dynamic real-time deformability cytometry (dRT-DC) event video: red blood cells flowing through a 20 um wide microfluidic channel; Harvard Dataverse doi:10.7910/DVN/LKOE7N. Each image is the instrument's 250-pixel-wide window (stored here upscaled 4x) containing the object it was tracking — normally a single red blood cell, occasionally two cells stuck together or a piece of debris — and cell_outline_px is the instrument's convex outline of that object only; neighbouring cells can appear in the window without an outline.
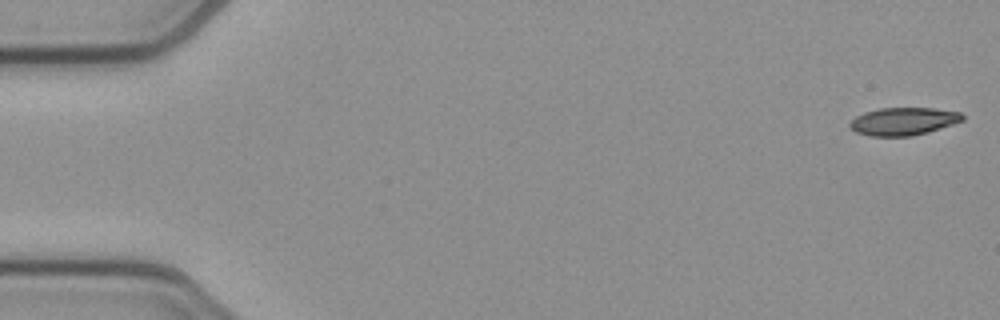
{"species": "common noctule bat (a hibernating species)", "species_latin": "Nyctalus noctula", "temperature_condition": "cold", "stored_images_in_passage": 52, "camera_frame_rate_fps": 3000, "um_per_image_px": 0.085, "animal": {"sex": "female", "body_mass_g": 21.9}, "frame": {"image": 1, "passage_image": 1, "time_ms": 0.0, "image_size_px": [1000, 320], "cell_outline_px": [[964, 120], [928, 132], [912, 136], [868, 136], [856, 132], [848, 124], [856, 116], [864, 112], [880, 108], [932, 108], [960, 112], [964, 116]], "centroid_in_image_um": [76.78, 10.31], "position_along_channel_um": 8.2, "area_um2": 18.15}}
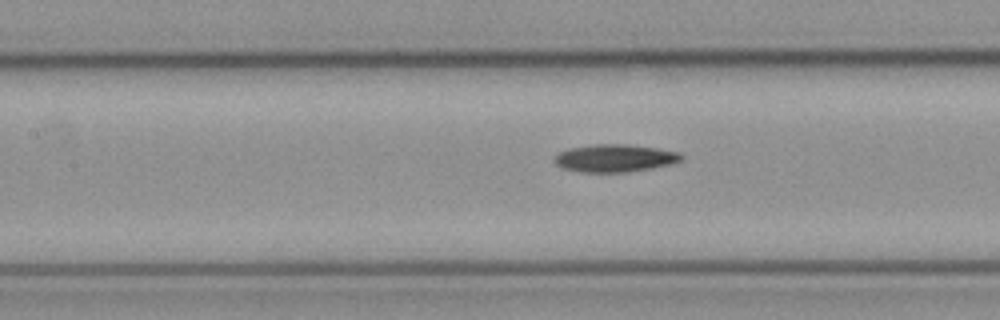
{"frame": {"image": 2, "passage_image": 23, "time_ms": 7.333, "image_size_px": [1000, 320], "cell_outline_px": [[684, 156], [680, 160], [672, 164], [652, 168], [628, 172], [580, 172], [560, 168], [552, 160], [560, 152], [568, 148], [592, 144], [628, 144], [656, 148], [680, 152]], "centroid_in_image_um": [52.24, 13.44], "position_along_channel_um": 155.2, "area_um2": 20.63}}
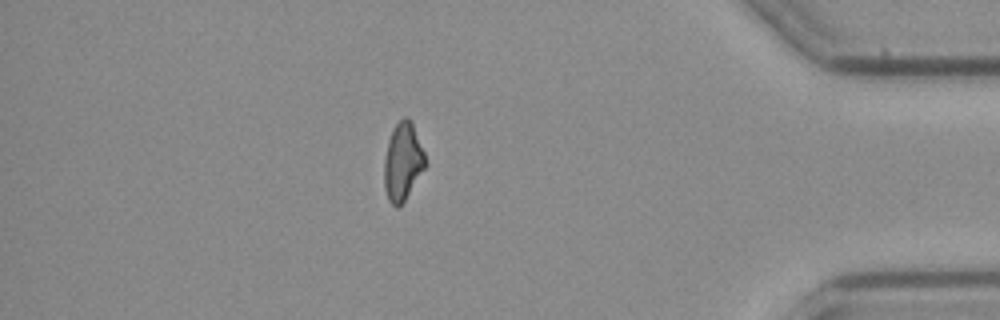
{"frame": {"image": 3, "passage_image": 45, "time_ms": 14.667, "image_size_px": [1000, 320], "cell_outline_px": [[428, 164], [404, 200], [396, 208], [388, 200], [384, 188], [384, 160], [388, 140], [396, 124], [404, 116], [408, 116], [412, 124], [424, 152]], "centroid_in_image_um": [34.23, 13.75], "position_along_channel_um": 401.0, "area_um2": 18.5}, "authors_computed_cell_mechanics": {"area_um2": 19.5942, "velocity_mm_per_s": 3.9161, "shape_relaxation_time_tau1_ms": 5.1834, "shape_relaxation_time_tau2_ms": null, "deformation_change_tau1": 0.1495, "deformation_change_tau2": null}}